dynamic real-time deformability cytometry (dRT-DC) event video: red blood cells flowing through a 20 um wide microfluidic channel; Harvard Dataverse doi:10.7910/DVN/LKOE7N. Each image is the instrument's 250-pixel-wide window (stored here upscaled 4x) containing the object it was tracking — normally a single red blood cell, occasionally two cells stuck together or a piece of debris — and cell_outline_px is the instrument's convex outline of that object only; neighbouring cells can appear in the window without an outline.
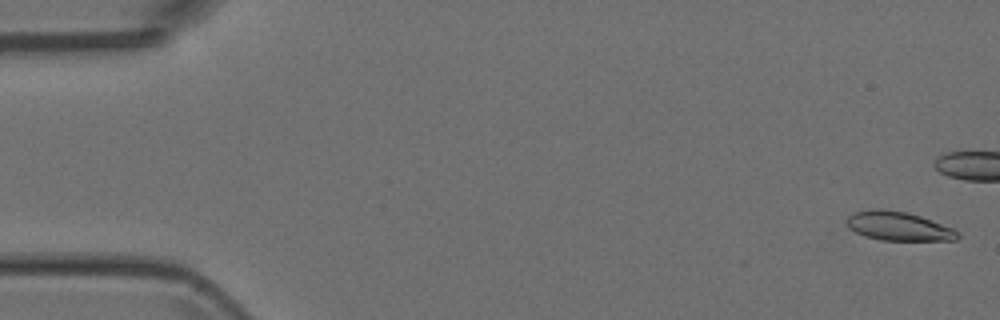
{"species": "Egyptian fruit bat (a non-hibernating species)", "species_latin": "Rousettus aegyptiacus", "temperature_condition": "room temperature", "stored_images_in_passage": 52, "camera_frame_rate_fps": 3000, "um_per_image_px": 0.085, "animal": {"sex": "female"}, "frame": {"image": 1, "passage_image": 2, "time_ms": 0.333, "image_size_px": [1000, 320], "cell_outline_px": [[960, 236], [956, 240], [880, 240], [864, 236], [856, 232], [848, 224], [848, 216], [856, 212], [872, 208], [880, 208], [908, 212], [920, 216], [952, 228], [960, 232]], "centroid_in_image_um": [76.4, 19.22], "position_along_channel_um": 8.6, "area_um2": 18.55}}
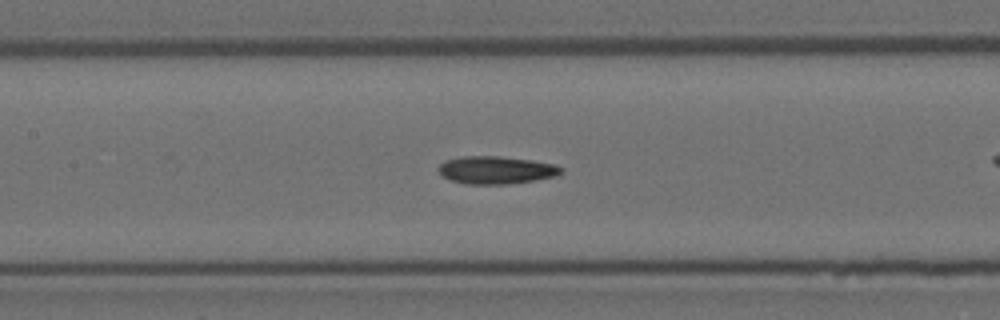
{"frame": {"image": 2, "passage_image": 24, "time_ms": 7.667, "image_size_px": [1000, 320], "cell_outline_px": [[564, 172], [556, 176], [536, 180], [508, 184], [468, 184], [452, 180], [444, 176], [436, 168], [444, 160], [460, 156], [500, 156], [532, 160], [556, 164], [564, 168]], "centroid_in_image_um": [42.21, 14.44], "position_along_channel_um": 165.2, "area_um2": 20.0}}
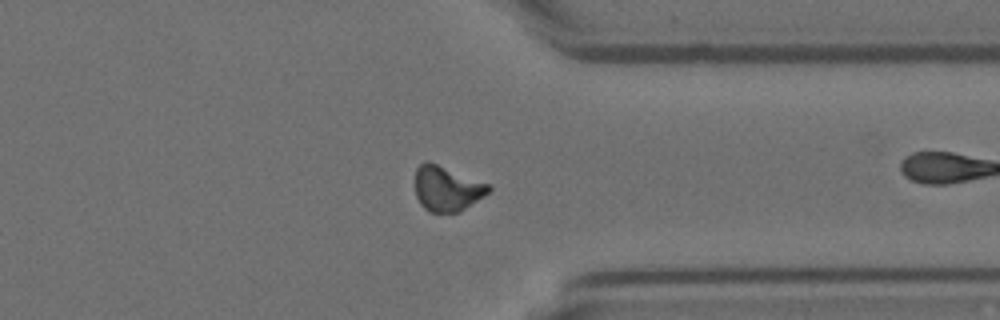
{"frame": {"image": 3, "passage_image": 40, "time_ms": 13.0, "image_size_px": [1000, 320], "cell_outline_px": [[492, 188], [488, 192], [460, 212], [428, 212], [420, 204], [416, 196], [416, 168], [424, 160], [428, 160], [488, 184]], "centroid_in_image_um": [37.95, 16.02], "position_along_channel_um": 373.5, "area_um2": 19.13}}